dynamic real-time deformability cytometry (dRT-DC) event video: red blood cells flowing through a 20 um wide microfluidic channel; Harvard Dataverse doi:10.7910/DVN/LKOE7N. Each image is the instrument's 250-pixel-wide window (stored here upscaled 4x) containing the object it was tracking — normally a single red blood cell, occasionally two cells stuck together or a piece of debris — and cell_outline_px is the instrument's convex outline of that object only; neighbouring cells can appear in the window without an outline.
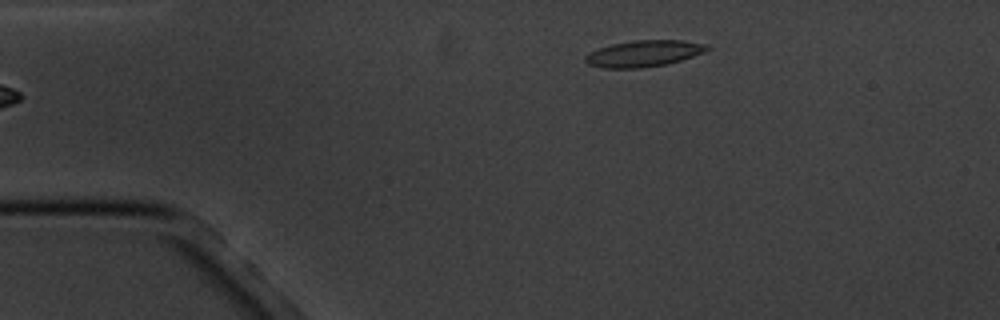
{"species": "common noctule bat (a hibernating species)", "species_latin": "Nyctalus noctula", "temperature_condition": "cold", "stored_images_in_passage": 2, "camera_frame_rate_fps": 3000, "um_per_image_px": 0.085, "animal": {"sex": "male", "body_mass_g": 20.1, "forearm_length_mm": 53.5}, "frame": {"image": 1, "passage_image": 2, "time_ms": 1.333, "image_size_px": [1000, 320], "cell_outline_px": [[712, 48], [704, 52], [668, 64], [640, 68], [604, 68], [588, 64], [584, 60], [584, 56], [588, 52], [612, 44], [632, 40], [684, 40], [708, 44]], "centroid_in_image_um": [54.73, 4.54], "position_along_channel_um": 30.3, "area_um2": 18.84}}